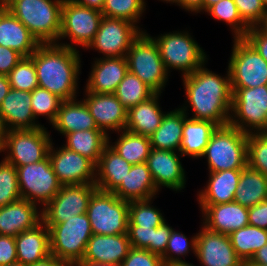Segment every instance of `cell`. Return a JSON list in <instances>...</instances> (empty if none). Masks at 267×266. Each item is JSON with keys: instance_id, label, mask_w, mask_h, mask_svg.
Here are the masks:
<instances>
[{"instance_id": "43", "label": "cell", "mask_w": 267, "mask_h": 266, "mask_svg": "<svg viewBox=\"0 0 267 266\" xmlns=\"http://www.w3.org/2000/svg\"><path fill=\"white\" fill-rule=\"evenodd\" d=\"M11 88L32 92L39 87L34 61L29 57H22L17 65L7 75Z\"/></svg>"}, {"instance_id": "58", "label": "cell", "mask_w": 267, "mask_h": 266, "mask_svg": "<svg viewBox=\"0 0 267 266\" xmlns=\"http://www.w3.org/2000/svg\"><path fill=\"white\" fill-rule=\"evenodd\" d=\"M73 2L88 7L92 9H96L102 11L104 0H72Z\"/></svg>"}, {"instance_id": "28", "label": "cell", "mask_w": 267, "mask_h": 266, "mask_svg": "<svg viewBox=\"0 0 267 266\" xmlns=\"http://www.w3.org/2000/svg\"><path fill=\"white\" fill-rule=\"evenodd\" d=\"M242 170L209 172V180L204 189L198 192L199 205H216L234 202V195Z\"/></svg>"}, {"instance_id": "44", "label": "cell", "mask_w": 267, "mask_h": 266, "mask_svg": "<svg viewBox=\"0 0 267 266\" xmlns=\"http://www.w3.org/2000/svg\"><path fill=\"white\" fill-rule=\"evenodd\" d=\"M62 101L58 96L41 87H37L31 92V107L34 117L38 119L39 116H46L50 124L55 121Z\"/></svg>"}, {"instance_id": "4", "label": "cell", "mask_w": 267, "mask_h": 266, "mask_svg": "<svg viewBox=\"0 0 267 266\" xmlns=\"http://www.w3.org/2000/svg\"><path fill=\"white\" fill-rule=\"evenodd\" d=\"M248 134L230 124L218 126L201 158H207L208 171L242 170L247 166Z\"/></svg>"}, {"instance_id": "61", "label": "cell", "mask_w": 267, "mask_h": 266, "mask_svg": "<svg viewBox=\"0 0 267 266\" xmlns=\"http://www.w3.org/2000/svg\"><path fill=\"white\" fill-rule=\"evenodd\" d=\"M76 266H117V265L81 260Z\"/></svg>"}, {"instance_id": "54", "label": "cell", "mask_w": 267, "mask_h": 266, "mask_svg": "<svg viewBox=\"0 0 267 266\" xmlns=\"http://www.w3.org/2000/svg\"><path fill=\"white\" fill-rule=\"evenodd\" d=\"M249 225L267 230V200L248 208Z\"/></svg>"}, {"instance_id": "51", "label": "cell", "mask_w": 267, "mask_h": 266, "mask_svg": "<svg viewBox=\"0 0 267 266\" xmlns=\"http://www.w3.org/2000/svg\"><path fill=\"white\" fill-rule=\"evenodd\" d=\"M17 262L15 237L0 235V266Z\"/></svg>"}, {"instance_id": "3", "label": "cell", "mask_w": 267, "mask_h": 266, "mask_svg": "<svg viewBox=\"0 0 267 266\" xmlns=\"http://www.w3.org/2000/svg\"><path fill=\"white\" fill-rule=\"evenodd\" d=\"M64 0H5L4 5L40 44L57 43Z\"/></svg>"}, {"instance_id": "56", "label": "cell", "mask_w": 267, "mask_h": 266, "mask_svg": "<svg viewBox=\"0 0 267 266\" xmlns=\"http://www.w3.org/2000/svg\"><path fill=\"white\" fill-rule=\"evenodd\" d=\"M244 265H263L267 266V244L257 250L251 260Z\"/></svg>"}, {"instance_id": "1", "label": "cell", "mask_w": 267, "mask_h": 266, "mask_svg": "<svg viewBox=\"0 0 267 266\" xmlns=\"http://www.w3.org/2000/svg\"><path fill=\"white\" fill-rule=\"evenodd\" d=\"M204 64L195 72L183 76L187 106L180 107L188 116L191 108L195 120H208L218 126L229 124L232 108V89L229 69L226 76L208 70ZM189 104V106H188Z\"/></svg>"}, {"instance_id": "65", "label": "cell", "mask_w": 267, "mask_h": 266, "mask_svg": "<svg viewBox=\"0 0 267 266\" xmlns=\"http://www.w3.org/2000/svg\"><path fill=\"white\" fill-rule=\"evenodd\" d=\"M6 266H25V265H23V264H21L19 262H16V263H13V264H8Z\"/></svg>"}, {"instance_id": "12", "label": "cell", "mask_w": 267, "mask_h": 266, "mask_svg": "<svg viewBox=\"0 0 267 266\" xmlns=\"http://www.w3.org/2000/svg\"><path fill=\"white\" fill-rule=\"evenodd\" d=\"M233 39L228 61L231 88L267 85V61L244 38Z\"/></svg>"}, {"instance_id": "60", "label": "cell", "mask_w": 267, "mask_h": 266, "mask_svg": "<svg viewBox=\"0 0 267 266\" xmlns=\"http://www.w3.org/2000/svg\"><path fill=\"white\" fill-rule=\"evenodd\" d=\"M255 27L267 36V12L264 14L261 21Z\"/></svg>"}, {"instance_id": "59", "label": "cell", "mask_w": 267, "mask_h": 266, "mask_svg": "<svg viewBox=\"0 0 267 266\" xmlns=\"http://www.w3.org/2000/svg\"><path fill=\"white\" fill-rule=\"evenodd\" d=\"M10 89L11 86L8 77L6 75H0V106L4 97L8 94Z\"/></svg>"}, {"instance_id": "14", "label": "cell", "mask_w": 267, "mask_h": 266, "mask_svg": "<svg viewBox=\"0 0 267 266\" xmlns=\"http://www.w3.org/2000/svg\"><path fill=\"white\" fill-rule=\"evenodd\" d=\"M95 184L62 185L55 197L42 208V221L53 226L87 213L88 203L97 190Z\"/></svg>"}, {"instance_id": "8", "label": "cell", "mask_w": 267, "mask_h": 266, "mask_svg": "<svg viewBox=\"0 0 267 266\" xmlns=\"http://www.w3.org/2000/svg\"><path fill=\"white\" fill-rule=\"evenodd\" d=\"M231 89L229 124L247 134L261 133L267 125V85Z\"/></svg>"}, {"instance_id": "10", "label": "cell", "mask_w": 267, "mask_h": 266, "mask_svg": "<svg viewBox=\"0 0 267 266\" xmlns=\"http://www.w3.org/2000/svg\"><path fill=\"white\" fill-rule=\"evenodd\" d=\"M52 141L44 125L36 129L8 130L0 153H8L4 159L15 167L25 166L46 159Z\"/></svg>"}, {"instance_id": "11", "label": "cell", "mask_w": 267, "mask_h": 266, "mask_svg": "<svg viewBox=\"0 0 267 266\" xmlns=\"http://www.w3.org/2000/svg\"><path fill=\"white\" fill-rule=\"evenodd\" d=\"M102 17L103 14L99 10L79 5L72 0H64L57 44L75 50H77L75 45L86 49L94 39ZM67 37L71 40L70 44L59 42Z\"/></svg>"}, {"instance_id": "52", "label": "cell", "mask_w": 267, "mask_h": 266, "mask_svg": "<svg viewBox=\"0 0 267 266\" xmlns=\"http://www.w3.org/2000/svg\"><path fill=\"white\" fill-rule=\"evenodd\" d=\"M22 57L17 51L0 45V75L7 76Z\"/></svg>"}, {"instance_id": "21", "label": "cell", "mask_w": 267, "mask_h": 266, "mask_svg": "<svg viewBox=\"0 0 267 266\" xmlns=\"http://www.w3.org/2000/svg\"><path fill=\"white\" fill-rule=\"evenodd\" d=\"M86 83L88 92L99 94L115 93L119 83L128 72L126 57L95 58Z\"/></svg>"}, {"instance_id": "19", "label": "cell", "mask_w": 267, "mask_h": 266, "mask_svg": "<svg viewBox=\"0 0 267 266\" xmlns=\"http://www.w3.org/2000/svg\"><path fill=\"white\" fill-rule=\"evenodd\" d=\"M85 99L83 101L93 116L98 129L109 135V131L120 132L125 129L127 124L126 109L115 96L112 94H99L88 92L84 88Z\"/></svg>"}, {"instance_id": "15", "label": "cell", "mask_w": 267, "mask_h": 266, "mask_svg": "<svg viewBox=\"0 0 267 266\" xmlns=\"http://www.w3.org/2000/svg\"><path fill=\"white\" fill-rule=\"evenodd\" d=\"M141 32L127 20L103 16L94 39L86 49L97 50L103 57H126L132 42Z\"/></svg>"}, {"instance_id": "55", "label": "cell", "mask_w": 267, "mask_h": 266, "mask_svg": "<svg viewBox=\"0 0 267 266\" xmlns=\"http://www.w3.org/2000/svg\"><path fill=\"white\" fill-rule=\"evenodd\" d=\"M174 3L188 12L195 14L203 12V0H176Z\"/></svg>"}, {"instance_id": "31", "label": "cell", "mask_w": 267, "mask_h": 266, "mask_svg": "<svg viewBox=\"0 0 267 266\" xmlns=\"http://www.w3.org/2000/svg\"><path fill=\"white\" fill-rule=\"evenodd\" d=\"M51 125L62 135L80 130L98 129L85 102L78 101L77 98L62 101L57 117Z\"/></svg>"}, {"instance_id": "13", "label": "cell", "mask_w": 267, "mask_h": 266, "mask_svg": "<svg viewBox=\"0 0 267 266\" xmlns=\"http://www.w3.org/2000/svg\"><path fill=\"white\" fill-rule=\"evenodd\" d=\"M21 198L41 207L46 206L59 192V182L50 158L16 167Z\"/></svg>"}, {"instance_id": "25", "label": "cell", "mask_w": 267, "mask_h": 266, "mask_svg": "<svg viewBox=\"0 0 267 266\" xmlns=\"http://www.w3.org/2000/svg\"><path fill=\"white\" fill-rule=\"evenodd\" d=\"M0 45L29 57L40 43L4 5L0 4Z\"/></svg>"}, {"instance_id": "27", "label": "cell", "mask_w": 267, "mask_h": 266, "mask_svg": "<svg viewBox=\"0 0 267 266\" xmlns=\"http://www.w3.org/2000/svg\"><path fill=\"white\" fill-rule=\"evenodd\" d=\"M112 193L124 201L132 202L154 198L159 191L145 162L132 165L129 173Z\"/></svg>"}, {"instance_id": "63", "label": "cell", "mask_w": 267, "mask_h": 266, "mask_svg": "<svg viewBox=\"0 0 267 266\" xmlns=\"http://www.w3.org/2000/svg\"><path fill=\"white\" fill-rule=\"evenodd\" d=\"M220 0H203V11L206 12L212 5L218 3Z\"/></svg>"}, {"instance_id": "40", "label": "cell", "mask_w": 267, "mask_h": 266, "mask_svg": "<svg viewBox=\"0 0 267 266\" xmlns=\"http://www.w3.org/2000/svg\"><path fill=\"white\" fill-rule=\"evenodd\" d=\"M213 19L227 23L232 29L233 38H243L250 27L242 20L233 0H220L207 11Z\"/></svg>"}, {"instance_id": "50", "label": "cell", "mask_w": 267, "mask_h": 266, "mask_svg": "<svg viewBox=\"0 0 267 266\" xmlns=\"http://www.w3.org/2000/svg\"><path fill=\"white\" fill-rule=\"evenodd\" d=\"M172 227L165 221L160 226L155 228L154 243H151L147 248L149 252L162 256L167 247V243L172 231Z\"/></svg>"}, {"instance_id": "64", "label": "cell", "mask_w": 267, "mask_h": 266, "mask_svg": "<svg viewBox=\"0 0 267 266\" xmlns=\"http://www.w3.org/2000/svg\"><path fill=\"white\" fill-rule=\"evenodd\" d=\"M168 266H195V265L193 263H189L186 261V262H176Z\"/></svg>"}, {"instance_id": "49", "label": "cell", "mask_w": 267, "mask_h": 266, "mask_svg": "<svg viewBox=\"0 0 267 266\" xmlns=\"http://www.w3.org/2000/svg\"><path fill=\"white\" fill-rule=\"evenodd\" d=\"M156 227L128 226L127 234L132 248L147 249L154 243Z\"/></svg>"}, {"instance_id": "23", "label": "cell", "mask_w": 267, "mask_h": 266, "mask_svg": "<svg viewBox=\"0 0 267 266\" xmlns=\"http://www.w3.org/2000/svg\"><path fill=\"white\" fill-rule=\"evenodd\" d=\"M41 221L42 208L27 199L20 198L0 207V235L16 237Z\"/></svg>"}, {"instance_id": "41", "label": "cell", "mask_w": 267, "mask_h": 266, "mask_svg": "<svg viewBox=\"0 0 267 266\" xmlns=\"http://www.w3.org/2000/svg\"><path fill=\"white\" fill-rule=\"evenodd\" d=\"M152 199L129 202L128 226L158 227L166 221Z\"/></svg>"}, {"instance_id": "47", "label": "cell", "mask_w": 267, "mask_h": 266, "mask_svg": "<svg viewBox=\"0 0 267 266\" xmlns=\"http://www.w3.org/2000/svg\"><path fill=\"white\" fill-rule=\"evenodd\" d=\"M242 20L249 26L255 27L267 12L262 0H233Z\"/></svg>"}, {"instance_id": "37", "label": "cell", "mask_w": 267, "mask_h": 266, "mask_svg": "<svg viewBox=\"0 0 267 266\" xmlns=\"http://www.w3.org/2000/svg\"><path fill=\"white\" fill-rule=\"evenodd\" d=\"M229 238L237 256L245 264L257 250L267 244V230L248 224L231 232Z\"/></svg>"}, {"instance_id": "2", "label": "cell", "mask_w": 267, "mask_h": 266, "mask_svg": "<svg viewBox=\"0 0 267 266\" xmlns=\"http://www.w3.org/2000/svg\"><path fill=\"white\" fill-rule=\"evenodd\" d=\"M80 56L79 50L57 43L40 44L30 56L34 61L39 87L63 101L75 99L81 73Z\"/></svg>"}, {"instance_id": "29", "label": "cell", "mask_w": 267, "mask_h": 266, "mask_svg": "<svg viewBox=\"0 0 267 266\" xmlns=\"http://www.w3.org/2000/svg\"><path fill=\"white\" fill-rule=\"evenodd\" d=\"M131 166L107 145L95 167L96 187L104 192H113L129 173Z\"/></svg>"}, {"instance_id": "38", "label": "cell", "mask_w": 267, "mask_h": 266, "mask_svg": "<svg viewBox=\"0 0 267 266\" xmlns=\"http://www.w3.org/2000/svg\"><path fill=\"white\" fill-rule=\"evenodd\" d=\"M114 94L119 102L126 109H129L148 100L155 92L135 74L128 71L124 79L119 83Z\"/></svg>"}, {"instance_id": "5", "label": "cell", "mask_w": 267, "mask_h": 266, "mask_svg": "<svg viewBox=\"0 0 267 266\" xmlns=\"http://www.w3.org/2000/svg\"><path fill=\"white\" fill-rule=\"evenodd\" d=\"M49 229L50 254L66 266L77 265L84 256L87 242L93 235L87 215L80 214Z\"/></svg>"}, {"instance_id": "48", "label": "cell", "mask_w": 267, "mask_h": 266, "mask_svg": "<svg viewBox=\"0 0 267 266\" xmlns=\"http://www.w3.org/2000/svg\"><path fill=\"white\" fill-rule=\"evenodd\" d=\"M120 266H166L162 257L147 249L131 248Z\"/></svg>"}, {"instance_id": "66", "label": "cell", "mask_w": 267, "mask_h": 266, "mask_svg": "<svg viewBox=\"0 0 267 266\" xmlns=\"http://www.w3.org/2000/svg\"><path fill=\"white\" fill-rule=\"evenodd\" d=\"M263 135L267 136V125L266 127L263 129V131L261 132Z\"/></svg>"}, {"instance_id": "24", "label": "cell", "mask_w": 267, "mask_h": 266, "mask_svg": "<svg viewBox=\"0 0 267 266\" xmlns=\"http://www.w3.org/2000/svg\"><path fill=\"white\" fill-rule=\"evenodd\" d=\"M128 234H93L82 260L120 266L131 249Z\"/></svg>"}, {"instance_id": "9", "label": "cell", "mask_w": 267, "mask_h": 266, "mask_svg": "<svg viewBox=\"0 0 267 266\" xmlns=\"http://www.w3.org/2000/svg\"><path fill=\"white\" fill-rule=\"evenodd\" d=\"M87 215L93 234H125L128 228L129 202L112 192L97 189L89 200Z\"/></svg>"}, {"instance_id": "6", "label": "cell", "mask_w": 267, "mask_h": 266, "mask_svg": "<svg viewBox=\"0 0 267 266\" xmlns=\"http://www.w3.org/2000/svg\"><path fill=\"white\" fill-rule=\"evenodd\" d=\"M126 60L129 72L135 74L155 93H162L169 73L164 66L157 43L146 30L132 42Z\"/></svg>"}, {"instance_id": "45", "label": "cell", "mask_w": 267, "mask_h": 266, "mask_svg": "<svg viewBox=\"0 0 267 266\" xmlns=\"http://www.w3.org/2000/svg\"><path fill=\"white\" fill-rule=\"evenodd\" d=\"M20 198L16 167L3 158L0 162V207Z\"/></svg>"}, {"instance_id": "26", "label": "cell", "mask_w": 267, "mask_h": 266, "mask_svg": "<svg viewBox=\"0 0 267 266\" xmlns=\"http://www.w3.org/2000/svg\"><path fill=\"white\" fill-rule=\"evenodd\" d=\"M17 262L29 266L50 255L49 229L43 221L15 237Z\"/></svg>"}, {"instance_id": "16", "label": "cell", "mask_w": 267, "mask_h": 266, "mask_svg": "<svg viewBox=\"0 0 267 266\" xmlns=\"http://www.w3.org/2000/svg\"><path fill=\"white\" fill-rule=\"evenodd\" d=\"M53 145L52 142L48 157L62 185L95 184L96 165L91 160L63 145L59 149Z\"/></svg>"}, {"instance_id": "46", "label": "cell", "mask_w": 267, "mask_h": 266, "mask_svg": "<svg viewBox=\"0 0 267 266\" xmlns=\"http://www.w3.org/2000/svg\"><path fill=\"white\" fill-rule=\"evenodd\" d=\"M247 166L267 176V136L262 133L248 134Z\"/></svg>"}, {"instance_id": "69", "label": "cell", "mask_w": 267, "mask_h": 266, "mask_svg": "<svg viewBox=\"0 0 267 266\" xmlns=\"http://www.w3.org/2000/svg\"><path fill=\"white\" fill-rule=\"evenodd\" d=\"M244 266H263V265H244Z\"/></svg>"}, {"instance_id": "67", "label": "cell", "mask_w": 267, "mask_h": 266, "mask_svg": "<svg viewBox=\"0 0 267 266\" xmlns=\"http://www.w3.org/2000/svg\"><path fill=\"white\" fill-rule=\"evenodd\" d=\"M161 1H165L166 3H171V4H174V2L176 1V0H161Z\"/></svg>"}, {"instance_id": "30", "label": "cell", "mask_w": 267, "mask_h": 266, "mask_svg": "<svg viewBox=\"0 0 267 266\" xmlns=\"http://www.w3.org/2000/svg\"><path fill=\"white\" fill-rule=\"evenodd\" d=\"M160 96L161 93H155L148 100L130 107L127 112L125 130L144 136L152 135L166 114L159 106Z\"/></svg>"}, {"instance_id": "62", "label": "cell", "mask_w": 267, "mask_h": 266, "mask_svg": "<svg viewBox=\"0 0 267 266\" xmlns=\"http://www.w3.org/2000/svg\"><path fill=\"white\" fill-rule=\"evenodd\" d=\"M5 134H6V129L3 125V121L0 118V150L2 149L5 141Z\"/></svg>"}, {"instance_id": "36", "label": "cell", "mask_w": 267, "mask_h": 266, "mask_svg": "<svg viewBox=\"0 0 267 266\" xmlns=\"http://www.w3.org/2000/svg\"><path fill=\"white\" fill-rule=\"evenodd\" d=\"M118 135L119 138L113 143L110 142L111 136L108 137V145L114 151L131 165L141 164L147 161L151 150L149 136L135 134L125 129L118 132Z\"/></svg>"}, {"instance_id": "7", "label": "cell", "mask_w": 267, "mask_h": 266, "mask_svg": "<svg viewBox=\"0 0 267 266\" xmlns=\"http://www.w3.org/2000/svg\"><path fill=\"white\" fill-rule=\"evenodd\" d=\"M188 31H173L152 37L168 73L170 69L189 75L208 62L207 54Z\"/></svg>"}, {"instance_id": "18", "label": "cell", "mask_w": 267, "mask_h": 266, "mask_svg": "<svg viewBox=\"0 0 267 266\" xmlns=\"http://www.w3.org/2000/svg\"><path fill=\"white\" fill-rule=\"evenodd\" d=\"M151 148L147 166L158 191L162 186L173 191H181L186 185V173L183 168L181 153Z\"/></svg>"}, {"instance_id": "53", "label": "cell", "mask_w": 267, "mask_h": 266, "mask_svg": "<svg viewBox=\"0 0 267 266\" xmlns=\"http://www.w3.org/2000/svg\"><path fill=\"white\" fill-rule=\"evenodd\" d=\"M267 61V36L256 27H250L243 37Z\"/></svg>"}, {"instance_id": "35", "label": "cell", "mask_w": 267, "mask_h": 266, "mask_svg": "<svg viewBox=\"0 0 267 266\" xmlns=\"http://www.w3.org/2000/svg\"><path fill=\"white\" fill-rule=\"evenodd\" d=\"M267 200V176L249 166L242 169L234 202L250 208Z\"/></svg>"}, {"instance_id": "57", "label": "cell", "mask_w": 267, "mask_h": 266, "mask_svg": "<svg viewBox=\"0 0 267 266\" xmlns=\"http://www.w3.org/2000/svg\"><path fill=\"white\" fill-rule=\"evenodd\" d=\"M29 266H66V265L62 263L59 259H57L53 254H50L44 259L39 260L38 262Z\"/></svg>"}, {"instance_id": "68", "label": "cell", "mask_w": 267, "mask_h": 266, "mask_svg": "<svg viewBox=\"0 0 267 266\" xmlns=\"http://www.w3.org/2000/svg\"><path fill=\"white\" fill-rule=\"evenodd\" d=\"M262 2L264 3V5H265L266 8H267V0H262Z\"/></svg>"}, {"instance_id": "20", "label": "cell", "mask_w": 267, "mask_h": 266, "mask_svg": "<svg viewBox=\"0 0 267 266\" xmlns=\"http://www.w3.org/2000/svg\"><path fill=\"white\" fill-rule=\"evenodd\" d=\"M203 223L207 229L229 235L231 232L249 224L248 208L239 203H221L216 205H199Z\"/></svg>"}, {"instance_id": "32", "label": "cell", "mask_w": 267, "mask_h": 266, "mask_svg": "<svg viewBox=\"0 0 267 266\" xmlns=\"http://www.w3.org/2000/svg\"><path fill=\"white\" fill-rule=\"evenodd\" d=\"M217 124L208 120H195L184 113L180 153L183 157L201 158Z\"/></svg>"}, {"instance_id": "17", "label": "cell", "mask_w": 267, "mask_h": 266, "mask_svg": "<svg viewBox=\"0 0 267 266\" xmlns=\"http://www.w3.org/2000/svg\"><path fill=\"white\" fill-rule=\"evenodd\" d=\"M195 257L202 266H244L231 245L229 235L211 231L202 224L197 233Z\"/></svg>"}, {"instance_id": "33", "label": "cell", "mask_w": 267, "mask_h": 266, "mask_svg": "<svg viewBox=\"0 0 267 266\" xmlns=\"http://www.w3.org/2000/svg\"><path fill=\"white\" fill-rule=\"evenodd\" d=\"M184 125V111L176 108L166 112L160 126L149 136L151 148L169 151H180L182 130Z\"/></svg>"}, {"instance_id": "22", "label": "cell", "mask_w": 267, "mask_h": 266, "mask_svg": "<svg viewBox=\"0 0 267 266\" xmlns=\"http://www.w3.org/2000/svg\"><path fill=\"white\" fill-rule=\"evenodd\" d=\"M0 118L8 130L36 129L37 123L31 107V92L11 88L0 106Z\"/></svg>"}, {"instance_id": "42", "label": "cell", "mask_w": 267, "mask_h": 266, "mask_svg": "<svg viewBox=\"0 0 267 266\" xmlns=\"http://www.w3.org/2000/svg\"><path fill=\"white\" fill-rule=\"evenodd\" d=\"M197 233L193 235L191 240L185 236L182 232L175 231L173 228L167 243L166 251L161 256L165 265H171L176 262H186L181 257L188 256L189 251L192 250L193 254H196ZM191 249V250H190Z\"/></svg>"}, {"instance_id": "39", "label": "cell", "mask_w": 267, "mask_h": 266, "mask_svg": "<svg viewBox=\"0 0 267 266\" xmlns=\"http://www.w3.org/2000/svg\"><path fill=\"white\" fill-rule=\"evenodd\" d=\"M145 10V0H104L101 12L105 17L127 20L144 32L137 23Z\"/></svg>"}, {"instance_id": "34", "label": "cell", "mask_w": 267, "mask_h": 266, "mask_svg": "<svg viewBox=\"0 0 267 266\" xmlns=\"http://www.w3.org/2000/svg\"><path fill=\"white\" fill-rule=\"evenodd\" d=\"M64 136L66 137V144H63L64 147L88 158L95 165L108 145L109 137L100 129L80 130Z\"/></svg>"}]
</instances>
